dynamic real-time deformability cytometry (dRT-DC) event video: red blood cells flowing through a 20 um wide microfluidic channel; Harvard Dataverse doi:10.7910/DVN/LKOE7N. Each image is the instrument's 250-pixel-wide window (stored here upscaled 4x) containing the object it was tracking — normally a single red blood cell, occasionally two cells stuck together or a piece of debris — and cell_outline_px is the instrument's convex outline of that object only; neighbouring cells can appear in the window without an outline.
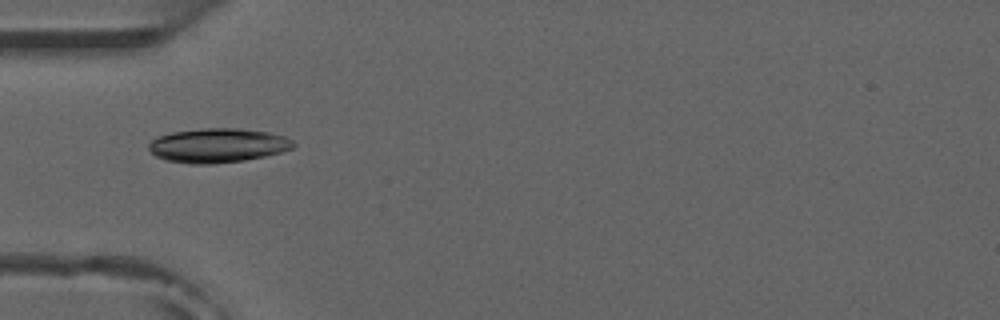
{"species": "common noctule bat (a hibernating species)", "species_latin": "Nyctalus noctula", "temperature_condition": "room temperature", "stored_images_in_passage": 7, "camera_frame_rate_fps": 3000, "um_per_image_px": 0.085, "animal": {"sex": "male", "forearm_length_mm": 52.5}, "frame": {"image": 1, "passage_image": 5, "time_ms": 4.667, "image_size_px": [1000, 320], "cell_outline_px": [[296, 144], [292, 148], [280, 152], [264, 156], [244, 160], [212, 164], [192, 164], [164, 160], [148, 152], [148, 144], [152, 140], [160, 136], [172, 132], [200, 128], [240, 128], [268, 132], [284, 136], [292, 140]], "centroid_in_image_um": [18.48, 12.36], "position_along_channel_um": 66.5, "area_um2": 28.96}}
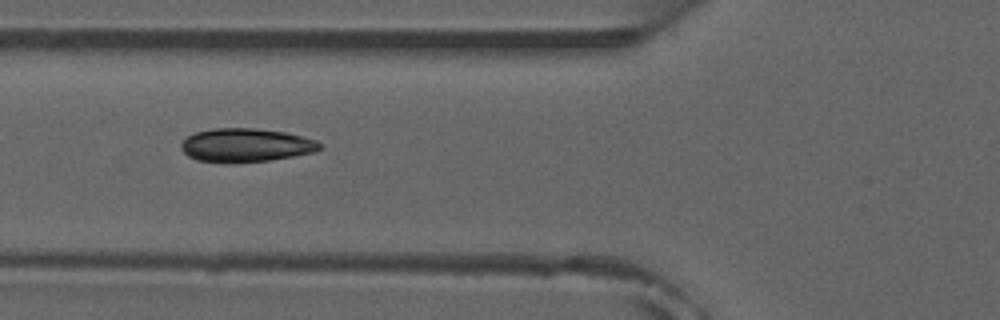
{"frame": {"image": 2, "passage_image": 6, "time_ms": 5.667, "image_size_px": [1000, 320], "cell_outline_px": [[324, 148], [312, 152], [292, 156], [268, 160], [232, 164], [224, 164], [196, 160], [188, 156], [180, 148], [180, 144], [188, 136], [196, 132], [216, 128], [252, 128], [284, 132], [316, 140], [324, 144]], "centroid_in_image_um": [20.88, 12.36], "position_along_channel_um": 104.9, "area_um2": 27.34}}
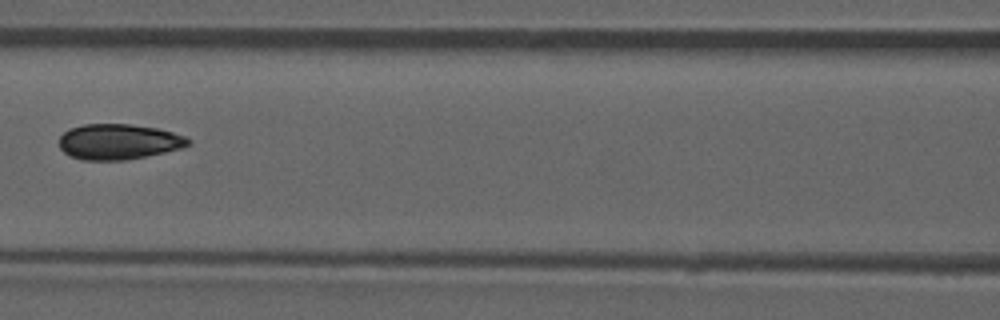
{"frame": {"image": 3, "passage_image": 7, "time_ms": 7.0, "image_size_px": [1000, 320], "cell_outline_px": [[192, 144], [184, 148], [128, 160], [80, 160], [68, 156], [60, 148], [60, 136], [64, 132], [72, 128], [84, 124], [128, 124], [156, 128], [172, 132], [184, 136], [192, 140]], "centroid_in_image_um": [10.11, 12.06], "position_along_channel_um": 156.5, "area_um2": 26.88}}